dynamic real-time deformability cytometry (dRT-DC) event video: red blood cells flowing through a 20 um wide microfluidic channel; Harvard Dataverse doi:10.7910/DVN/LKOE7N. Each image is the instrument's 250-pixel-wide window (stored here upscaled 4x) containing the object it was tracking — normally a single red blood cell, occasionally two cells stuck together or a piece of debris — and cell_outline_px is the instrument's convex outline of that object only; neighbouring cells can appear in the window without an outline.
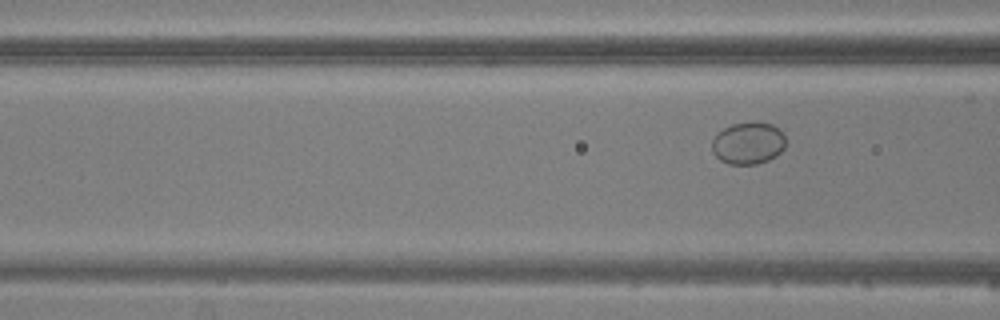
{"species": "common noctule bat (a hibernating species)", "species_latin": "Nyctalus noctula", "temperature_condition": "warm", "stored_images_in_passage": 6, "camera_frame_rate_fps": 3000, "um_per_image_px": 0.085, "animal": {"sex": "male", "body_mass_g": 20.5, "forearm_length_mm": 52.5}, "frame": {"image": 1, "passage_image": 6, "time_ms": 7.667, "image_size_px": [1000, 320], "cell_outline_px": [[784, 148], [776, 156], [768, 160], [756, 164], [728, 164], [720, 160], [712, 152], [712, 140], [724, 128], [732, 124], [772, 124], [784, 132]], "centroid_in_image_um": [63.59, 12.2], "position_along_channel_um": 103.0, "area_um2": 17.69}}